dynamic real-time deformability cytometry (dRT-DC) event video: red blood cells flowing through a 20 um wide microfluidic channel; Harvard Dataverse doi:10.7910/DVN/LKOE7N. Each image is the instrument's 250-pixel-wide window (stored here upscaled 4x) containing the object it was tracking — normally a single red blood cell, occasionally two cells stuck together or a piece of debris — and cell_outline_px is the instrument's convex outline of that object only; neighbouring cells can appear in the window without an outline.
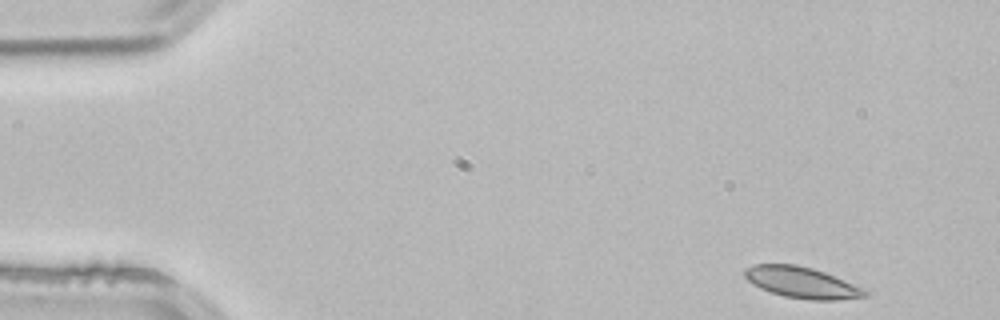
{"species": "common noctule bat (a hibernating species)", "species_latin": "Nyctalus noctula", "temperature_condition": "room temperature", "stored_images_in_passage": 4, "camera_frame_rate_fps": 3000, "um_per_image_px": 0.085, "animal": {"sex": "male", "body_mass_g": 21.5, "forearm_length_mm": 52.0}, "frame": {"image": 1, "passage_image": 1, "time_ms": 0.0, "image_size_px": [1000, 320], "cell_outline_px": [[868, 296], [836, 300], [812, 300], [784, 296], [760, 288], [752, 284], [744, 276], [744, 272], [752, 264], [796, 264], [812, 268], [824, 272], [860, 288], [868, 292]], "centroid_in_image_um": [68.1, 24.01], "position_along_channel_um": 16.9, "area_um2": 21.39}}
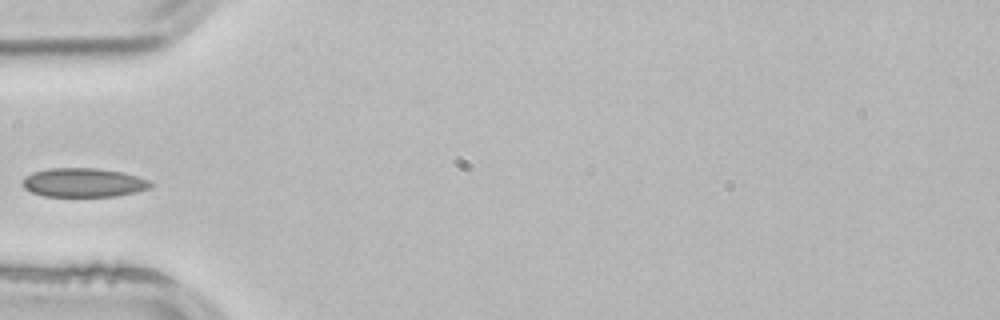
{"frame": {"image": 2, "passage_image": 4, "time_ms": 1.0, "image_size_px": [1000, 320], "cell_outline_px": [[152, 188], [136, 192], [116, 196], [44, 196], [32, 192], [24, 188], [24, 176], [32, 172], [48, 168], [96, 168], [124, 172], [148, 180], [152, 184]], "centroid_in_image_um": [7.11, 15.51], "position_along_channel_um": 77.9, "area_um2": 21.62}}